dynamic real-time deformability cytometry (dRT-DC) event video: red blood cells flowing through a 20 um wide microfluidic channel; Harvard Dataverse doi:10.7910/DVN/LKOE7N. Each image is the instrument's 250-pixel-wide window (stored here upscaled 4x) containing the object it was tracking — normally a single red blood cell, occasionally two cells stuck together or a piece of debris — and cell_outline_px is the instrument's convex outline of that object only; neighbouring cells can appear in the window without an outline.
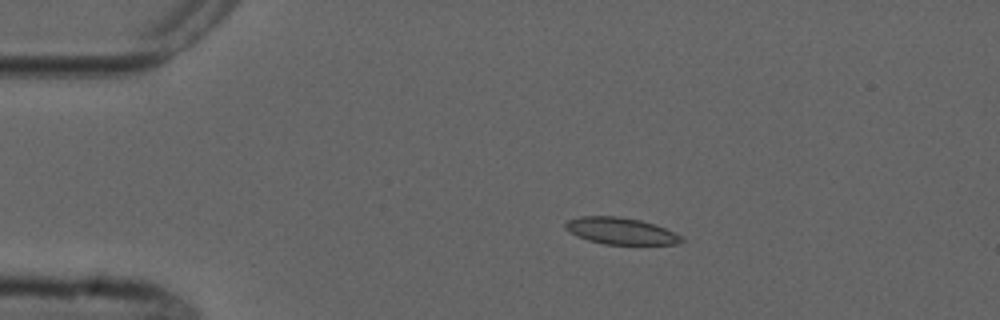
{"species": "common noctule bat (a hibernating species)", "species_latin": "Nyctalus noctula", "temperature_condition": "cold", "stored_images_in_passage": 4, "camera_frame_rate_fps": 3000, "um_per_image_px": 0.085, "animal": {"sex": "male", "forearm_length_mm": 52.5}, "frame": {"image": 1, "passage_image": 3, "time_ms": 2.333, "image_size_px": [1000, 320], "cell_outline_px": [[684, 240], [676, 244], [604, 244], [588, 240], [576, 236], [564, 228], [564, 224], [568, 220], [580, 216], [620, 216], [640, 220], [664, 228], [684, 236]], "centroid_in_image_um": [52.74, 19.63], "position_along_channel_um": 32.3, "area_um2": 18.03}}